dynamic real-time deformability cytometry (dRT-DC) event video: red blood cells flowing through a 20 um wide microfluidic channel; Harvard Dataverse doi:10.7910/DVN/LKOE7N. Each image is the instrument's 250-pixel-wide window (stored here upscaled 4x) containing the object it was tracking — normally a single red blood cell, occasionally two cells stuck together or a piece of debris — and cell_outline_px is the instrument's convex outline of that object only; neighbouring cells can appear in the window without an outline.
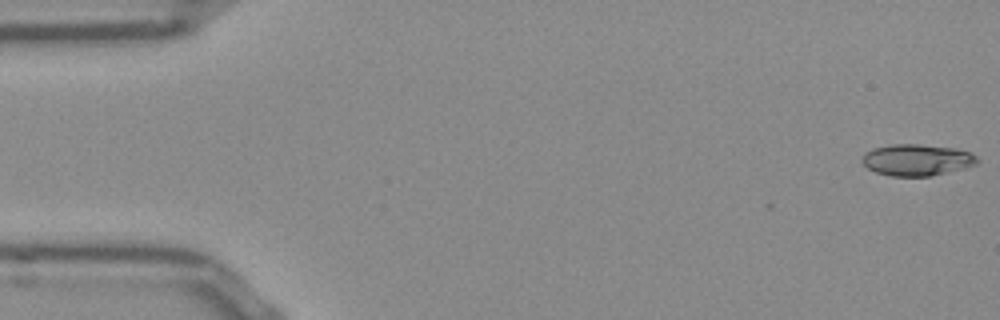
{"species": "Egyptian fruit bat (a non-hibernating species)", "species_latin": "Rousettus aegyptiacus", "temperature_condition": "room temperature", "stored_images_in_passage": 52, "camera_frame_rate_fps": 3000, "um_per_image_px": 0.085, "frame": {"image": 1, "passage_image": 1, "time_ms": 0.0, "image_size_px": [1000, 320], "cell_outline_px": [[980, 160], [976, 164], [964, 168], [928, 176], [892, 176], [876, 172], [868, 168], [864, 164], [864, 152], [872, 148], [892, 144], [920, 144], [956, 148], [968, 152], [976, 156]], "centroid_in_image_um": [77.94, 13.58], "position_along_channel_um": 7.1, "area_um2": 20.98}}
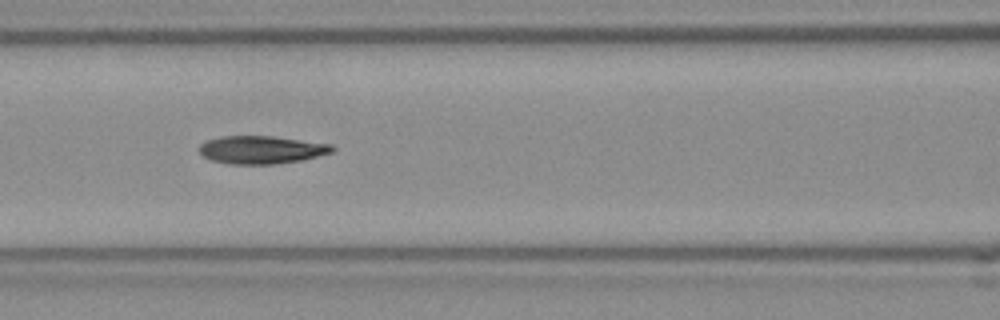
{"frame": {"image": 2, "passage_image": 22, "time_ms": 7.0, "image_size_px": [1000, 320], "cell_outline_px": [[336, 148], [332, 152], [300, 160], [272, 164], [228, 164], [212, 160], [204, 156], [200, 152], [200, 144], [208, 140], [220, 136], [272, 136], [332, 144]], "centroid_in_image_um": [22.22, 12.72], "position_along_channel_um": 144.4, "area_um2": 21.44}}
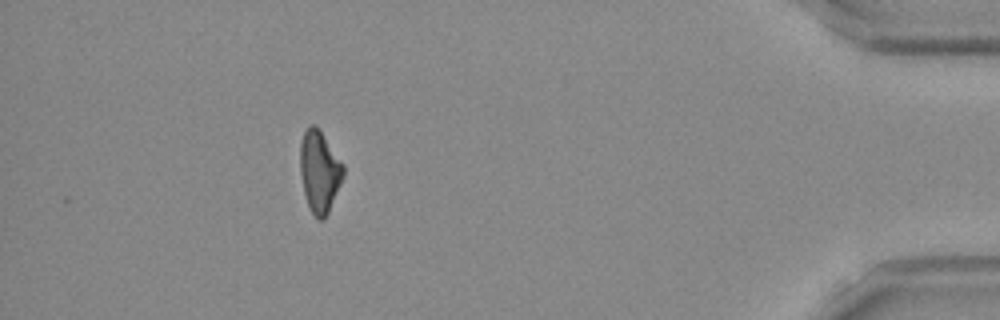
{"frame": {"image": 3, "passage_image": 47, "time_ms": 15.333, "image_size_px": [1000, 320], "cell_outline_px": [[344, 176], [328, 212], [320, 220], [312, 212], [308, 204], [304, 192], [300, 172], [300, 140], [308, 124], [316, 124], [344, 164]], "centroid_in_image_um": [27.15, 14.5], "position_along_channel_um": 408.0, "area_um2": 20.46}, "authors_computed_cell_mechanics": {"area_um2": 21.2704, "velocity_mm_per_s": 3.8758, "shape_relaxation_time_tau1_ms": 10.2355, "shape_relaxation_time_tau2_ms": 3.9825, "deformation_change_tau1": 0.2528, "deformation_change_tau2": 0.124}}